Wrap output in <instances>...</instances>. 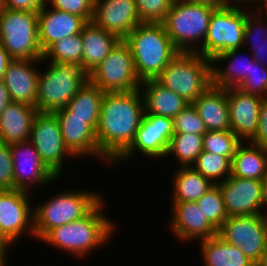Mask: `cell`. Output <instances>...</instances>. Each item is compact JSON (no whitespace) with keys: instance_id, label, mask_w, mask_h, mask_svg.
<instances>
[{"instance_id":"cell-20","label":"cell","mask_w":267,"mask_h":266,"mask_svg":"<svg viewBox=\"0 0 267 266\" xmlns=\"http://www.w3.org/2000/svg\"><path fill=\"white\" fill-rule=\"evenodd\" d=\"M263 97L227 88L230 129L242 140L249 142L257 133Z\"/></svg>"},{"instance_id":"cell-37","label":"cell","mask_w":267,"mask_h":266,"mask_svg":"<svg viewBox=\"0 0 267 266\" xmlns=\"http://www.w3.org/2000/svg\"><path fill=\"white\" fill-rule=\"evenodd\" d=\"M255 9L254 7L252 12L247 11L243 47L249 44L251 45L249 48L267 47V16L260 9Z\"/></svg>"},{"instance_id":"cell-5","label":"cell","mask_w":267,"mask_h":266,"mask_svg":"<svg viewBox=\"0 0 267 266\" xmlns=\"http://www.w3.org/2000/svg\"><path fill=\"white\" fill-rule=\"evenodd\" d=\"M65 190L33 206V227L38 241L51 229L86 216L103 198L96 191Z\"/></svg>"},{"instance_id":"cell-30","label":"cell","mask_w":267,"mask_h":266,"mask_svg":"<svg viewBox=\"0 0 267 266\" xmlns=\"http://www.w3.org/2000/svg\"><path fill=\"white\" fill-rule=\"evenodd\" d=\"M174 172L171 202H196L214 186L191 166H179Z\"/></svg>"},{"instance_id":"cell-52","label":"cell","mask_w":267,"mask_h":266,"mask_svg":"<svg viewBox=\"0 0 267 266\" xmlns=\"http://www.w3.org/2000/svg\"><path fill=\"white\" fill-rule=\"evenodd\" d=\"M256 266H267V241L265 244V249L263 251V255L260 261L256 264Z\"/></svg>"},{"instance_id":"cell-35","label":"cell","mask_w":267,"mask_h":266,"mask_svg":"<svg viewBox=\"0 0 267 266\" xmlns=\"http://www.w3.org/2000/svg\"><path fill=\"white\" fill-rule=\"evenodd\" d=\"M203 215L219 230L229 217L225 209L223 195L218 185H214L196 201Z\"/></svg>"},{"instance_id":"cell-13","label":"cell","mask_w":267,"mask_h":266,"mask_svg":"<svg viewBox=\"0 0 267 266\" xmlns=\"http://www.w3.org/2000/svg\"><path fill=\"white\" fill-rule=\"evenodd\" d=\"M174 134L173 119L154 114H144L135 139L130 147L115 161L130 162L138 153L150 158H165L170 139Z\"/></svg>"},{"instance_id":"cell-34","label":"cell","mask_w":267,"mask_h":266,"mask_svg":"<svg viewBox=\"0 0 267 266\" xmlns=\"http://www.w3.org/2000/svg\"><path fill=\"white\" fill-rule=\"evenodd\" d=\"M232 159L208 151H202L191 166L214 185L231 176Z\"/></svg>"},{"instance_id":"cell-27","label":"cell","mask_w":267,"mask_h":266,"mask_svg":"<svg viewBox=\"0 0 267 266\" xmlns=\"http://www.w3.org/2000/svg\"><path fill=\"white\" fill-rule=\"evenodd\" d=\"M83 42V70L89 75L109 55L120 40L93 21H88L81 32Z\"/></svg>"},{"instance_id":"cell-7","label":"cell","mask_w":267,"mask_h":266,"mask_svg":"<svg viewBox=\"0 0 267 266\" xmlns=\"http://www.w3.org/2000/svg\"><path fill=\"white\" fill-rule=\"evenodd\" d=\"M47 63L46 70L39 71L37 110L53 113L65 108L89 81V75L80 65L49 61Z\"/></svg>"},{"instance_id":"cell-25","label":"cell","mask_w":267,"mask_h":266,"mask_svg":"<svg viewBox=\"0 0 267 266\" xmlns=\"http://www.w3.org/2000/svg\"><path fill=\"white\" fill-rule=\"evenodd\" d=\"M37 113L34 106L11 102L0 116V141L9 145L29 141Z\"/></svg>"},{"instance_id":"cell-53","label":"cell","mask_w":267,"mask_h":266,"mask_svg":"<svg viewBox=\"0 0 267 266\" xmlns=\"http://www.w3.org/2000/svg\"><path fill=\"white\" fill-rule=\"evenodd\" d=\"M258 9H260L264 15L267 16V0H265L259 7ZM265 12V13H264Z\"/></svg>"},{"instance_id":"cell-42","label":"cell","mask_w":267,"mask_h":266,"mask_svg":"<svg viewBox=\"0 0 267 266\" xmlns=\"http://www.w3.org/2000/svg\"><path fill=\"white\" fill-rule=\"evenodd\" d=\"M14 189L13 160L10 145L0 141V190Z\"/></svg>"},{"instance_id":"cell-36","label":"cell","mask_w":267,"mask_h":266,"mask_svg":"<svg viewBox=\"0 0 267 266\" xmlns=\"http://www.w3.org/2000/svg\"><path fill=\"white\" fill-rule=\"evenodd\" d=\"M243 141L232 131H207L203 135V151L221 156L234 157L237 147Z\"/></svg>"},{"instance_id":"cell-51","label":"cell","mask_w":267,"mask_h":266,"mask_svg":"<svg viewBox=\"0 0 267 266\" xmlns=\"http://www.w3.org/2000/svg\"><path fill=\"white\" fill-rule=\"evenodd\" d=\"M184 1L194 2L199 4H207L217 8L225 5L224 0H184Z\"/></svg>"},{"instance_id":"cell-9","label":"cell","mask_w":267,"mask_h":266,"mask_svg":"<svg viewBox=\"0 0 267 266\" xmlns=\"http://www.w3.org/2000/svg\"><path fill=\"white\" fill-rule=\"evenodd\" d=\"M247 7L223 5L216 8L209 21L203 42V56L212 60L216 55L243 47Z\"/></svg>"},{"instance_id":"cell-17","label":"cell","mask_w":267,"mask_h":266,"mask_svg":"<svg viewBox=\"0 0 267 266\" xmlns=\"http://www.w3.org/2000/svg\"><path fill=\"white\" fill-rule=\"evenodd\" d=\"M92 21L122 40L142 23L134 0H94Z\"/></svg>"},{"instance_id":"cell-14","label":"cell","mask_w":267,"mask_h":266,"mask_svg":"<svg viewBox=\"0 0 267 266\" xmlns=\"http://www.w3.org/2000/svg\"><path fill=\"white\" fill-rule=\"evenodd\" d=\"M31 195L18 189L0 190V232L13 246L24 233L35 238Z\"/></svg>"},{"instance_id":"cell-6","label":"cell","mask_w":267,"mask_h":266,"mask_svg":"<svg viewBox=\"0 0 267 266\" xmlns=\"http://www.w3.org/2000/svg\"><path fill=\"white\" fill-rule=\"evenodd\" d=\"M155 80L193 103L212 85L211 60L199 53L180 52Z\"/></svg>"},{"instance_id":"cell-55","label":"cell","mask_w":267,"mask_h":266,"mask_svg":"<svg viewBox=\"0 0 267 266\" xmlns=\"http://www.w3.org/2000/svg\"><path fill=\"white\" fill-rule=\"evenodd\" d=\"M265 0H258V7L260 6V4H262Z\"/></svg>"},{"instance_id":"cell-33","label":"cell","mask_w":267,"mask_h":266,"mask_svg":"<svg viewBox=\"0 0 267 266\" xmlns=\"http://www.w3.org/2000/svg\"><path fill=\"white\" fill-rule=\"evenodd\" d=\"M203 151V135L199 134H173L170 139L166 157L174 156L178 166H192L199 154Z\"/></svg>"},{"instance_id":"cell-18","label":"cell","mask_w":267,"mask_h":266,"mask_svg":"<svg viewBox=\"0 0 267 266\" xmlns=\"http://www.w3.org/2000/svg\"><path fill=\"white\" fill-rule=\"evenodd\" d=\"M61 128L62 137L69 151L77 159L81 156L96 157L110 162L99 152L96 131L88 124V118L70 117L66 108L53 112Z\"/></svg>"},{"instance_id":"cell-45","label":"cell","mask_w":267,"mask_h":266,"mask_svg":"<svg viewBox=\"0 0 267 266\" xmlns=\"http://www.w3.org/2000/svg\"><path fill=\"white\" fill-rule=\"evenodd\" d=\"M13 59L10 57L9 53L5 50L3 45L0 43V81L3 80L6 68L11 63Z\"/></svg>"},{"instance_id":"cell-32","label":"cell","mask_w":267,"mask_h":266,"mask_svg":"<svg viewBox=\"0 0 267 266\" xmlns=\"http://www.w3.org/2000/svg\"><path fill=\"white\" fill-rule=\"evenodd\" d=\"M60 62L83 68V42L81 33L64 37L52 43L44 52L42 62Z\"/></svg>"},{"instance_id":"cell-15","label":"cell","mask_w":267,"mask_h":266,"mask_svg":"<svg viewBox=\"0 0 267 266\" xmlns=\"http://www.w3.org/2000/svg\"><path fill=\"white\" fill-rule=\"evenodd\" d=\"M10 152L13 160L14 189L30 192L31 187L45 188L59 179L41 160L30 141L10 144Z\"/></svg>"},{"instance_id":"cell-31","label":"cell","mask_w":267,"mask_h":266,"mask_svg":"<svg viewBox=\"0 0 267 266\" xmlns=\"http://www.w3.org/2000/svg\"><path fill=\"white\" fill-rule=\"evenodd\" d=\"M103 98L104 92L87 81L65 108L70 117L88 118V124L96 131Z\"/></svg>"},{"instance_id":"cell-8","label":"cell","mask_w":267,"mask_h":266,"mask_svg":"<svg viewBox=\"0 0 267 266\" xmlns=\"http://www.w3.org/2000/svg\"><path fill=\"white\" fill-rule=\"evenodd\" d=\"M0 43L13 60H42L38 12L5 8L0 15Z\"/></svg>"},{"instance_id":"cell-11","label":"cell","mask_w":267,"mask_h":266,"mask_svg":"<svg viewBox=\"0 0 267 266\" xmlns=\"http://www.w3.org/2000/svg\"><path fill=\"white\" fill-rule=\"evenodd\" d=\"M29 141L38 151L41 160L58 178L63 173L66 158H76L64 143L59 121L54 113L36 114Z\"/></svg>"},{"instance_id":"cell-3","label":"cell","mask_w":267,"mask_h":266,"mask_svg":"<svg viewBox=\"0 0 267 266\" xmlns=\"http://www.w3.org/2000/svg\"><path fill=\"white\" fill-rule=\"evenodd\" d=\"M124 40L131 49L135 70L141 81L156 79L180 53L163 23L142 22Z\"/></svg>"},{"instance_id":"cell-38","label":"cell","mask_w":267,"mask_h":266,"mask_svg":"<svg viewBox=\"0 0 267 266\" xmlns=\"http://www.w3.org/2000/svg\"><path fill=\"white\" fill-rule=\"evenodd\" d=\"M174 134H199L204 135L207 130L204 122L199 117L195 107L190 103L177 116L173 118Z\"/></svg>"},{"instance_id":"cell-46","label":"cell","mask_w":267,"mask_h":266,"mask_svg":"<svg viewBox=\"0 0 267 266\" xmlns=\"http://www.w3.org/2000/svg\"><path fill=\"white\" fill-rule=\"evenodd\" d=\"M13 246L0 232V266H7V260L8 258L6 257L8 254V248Z\"/></svg>"},{"instance_id":"cell-50","label":"cell","mask_w":267,"mask_h":266,"mask_svg":"<svg viewBox=\"0 0 267 266\" xmlns=\"http://www.w3.org/2000/svg\"><path fill=\"white\" fill-rule=\"evenodd\" d=\"M225 5H234V6H244L247 7L246 3L248 4H256L255 7L258 8V0H224ZM244 4V5H243Z\"/></svg>"},{"instance_id":"cell-54","label":"cell","mask_w":267,"mask_h":266,"mask_svg":"<svg viewBox=\"0 0 267 266\" xmlns=\"http://www.w3.org/2000/svg\"><path fill=\"white\" fill-rule=\"evenodd\" d=\"M4 9H5V1L4 0H0V15L4 11Z\"/></svg>"},{"instance_id":"cell-12","label":"cell","mask_w":267,"mask_h":266,"mask_svg":"<svg viewBox=\"0 0 267 266\" xmlns=\"http://www.w3.org/2000/svg\"><path fill=\"white\" fill-rule=\"evenodd\" d=\"M218 236L238 247L256 265L267 241V220L260 214L230 216L218 230Z\"/></svg>"},{"instance_id":"cell-39","label":"cell","mask_w":267,"mask_h":266,"mask_svg":"<svg viewBox=\"0 0 267 266\" xmlns=\"http://www.w3.org/2000/svg\"><path fill=\"white\" fill-rule=\"evenodd\" d=\"M141 22L162 23L173 0H134Z\"/></svg>"},{"instance_id":"cell-22","label":"cell","mask_w":267,"mask_h":266,"mask_svg":"<svg viewBox=\"0 0 267 266\" xmlns=\"http://www.w3.org/2000/svg\"><path fill=\"white\" fill-rule=\"evenodd\" d=\"M87 21L76 14L43 5L38 11L39 43L44 52L52 43L79 34Z\"/></svg>"},{"instance_id":"cell-40","label":"cell","mask_w":267,"mask_h":266,"mask_svg":"<svg viewBox=\"0 0 267 266\" xmlns=\"http://www.w3.org/2000/svg\"><path fill=\"white\" fill-rule=\"evenodd\" d=\"M238 88L245 93L267 98V67L253 59L249 76Z\"/></svg>"},{"instance_id":"cell-47","label":"cell","mask_w":267,"mask_h":266,"mask_svg":"<svg viewBox=\"0 0 267 266\" xmlns=\"http://www.w3.org/2000/svg\"><path fill=\"white\" fill-rule=\"evenodd\" d=\"M11 102L12 101L9 96V92L5 84L3 83V81H0V116Z\"/></svg>"},{"instance_id":"cell-4","label":"cell","mask_w":267,"mask_h":266,"mask_svg":"<svg viewBox=\"0 0 267 266\" xmlns=\"http://www.w3.org/2000/svg\"><path fill=\"white\" fill-rule=\"evenodd\" d=\"M216 8L207 4L173 0L162 23L179 52L199 53L203 56V42L210 17Z\"/></svg>"},{"instance_id":"cell-49","label":"cell","mask_w":267,"mask_h":266,"mask_svg":"<svg viewBox=\"0 0 267 266\" xmlns=\"http://www.w3.org/2000/svg\"><path fill=\"white\" fill-rule=\"evenodd\" d=\"M260 215L264 219L267 220V178L263 182V192H262V202H261Z\"/></svg>"},{"instance_id":"cell-29","label":"cell","mask_w":267,"mask_h":266,"mask_svg":"<svg viewBox=\"0 0 267 266\" xmlns=\"http://www.w3.org/2000/svg\"><path fill=\"white\" fill-rule=\"evenodd\" d=\"M198 242L204 266H256L238 247L218 235Z\"/></svg>"},{"instance_id":"cell-1","label":"cell","mask_w":267,"mask_h":266,"mask_svg":"<svg viewBox=\"0 0 267 266\" xmlns=\"http://www.w3.org/2000/svg\"><path fill=\"white\" fill-rule=\"evenodd\" d=\"M144 114L140 89L104 92L96 137L99 152L113 165L133 143Z\"/></svg>"},{"instance_id":"cell-26","label":"cell","mask_w":267,"mask_h":266,"mask_svg":"<svg viewBox=\"0 0 267 266\" xmlns=\"http://www.w3.org/2000/svg\"><path fill=\"white\" fill-rule=\"evenodd\" d=\"M145 114H154L168 118L177 116L190 103L175 92L163 87L155 79L141 82Z\"/></svg>"},{"instance_id":"cell-19","label":"cell","mask_w":267,"mask_h":266,"mask_svg":"<svg viewBox=\"0 0 267 266\" xmlns=\"http://www.w3.org/2000/svg\"><path fill=\"white\" fill-rule=\"evenodd\" d=\"M170 229L182 242L204 240L218 235V230L207 220L196 202H172Z\"/></svg>"},{"instance_id":"cell-43","label":"cell","mask_w":267,"mask_h":266,"mask_svg":"<svg viewBox=\"0 0 267 266\" xmlns=\"http://www.w3.org/2000/svg\"><path fill=\"white\" fill-rule=\"evenodd\" d=\"M249 142L255 145L267 147V98H263L262 100L257 133Z\"/></svg>"},{"instance_id":"cell-23","label":"cell","mask_w":267,"mask_h":266,"mask_svg":"<svg viewBox=\"0 0 267 266\" xmlns=\"http://www.w3.org/2000/svg\"><path fill=\"white\" fill-rule=\"evenodd\" d=\"M207 131L230 129L227 89L211 85L193 103Z\"/></svg>"},{"instance_id":"cell-44","label":"cell","mask_w":267,"mask_h":266,"mask_svg":"<svg viewBox=\"0 0 267 266\" xmlns=\"http://www.w3.org/2000/svg\"><path fill=\"white\" fill-rule=\"evenodd\" d=\"M5 8L38 12L45 4V0H4Z\"/></svg>"},{"instance_id":"cell-10","label":"cell","mask_w":267,"mask_h":266,"mask_svg":"<svg viewBox=\"0 0 267 266\" xmlns=\"http://www.w3.org/2000/svg\"><path fill=\"white\" fill-rule=\"evenodd\" d=\"M89 81L103 92H132L140 89L131 49L120 39L109 55L89 74Z\"/></svg>"},{"instance_id":"cell-28","label":"cell","mask_w":267,"mask_h":266,"mask_svg":"<svg viewBox=\"0 0 267 266\" xmlns=\"http://www.w3.org/2000/svg\"><path fill=\"white\" fill-rule=\"evenodd\" d=\"M248 143L243 141L237 147L232 158L231 175L264 181L267 178V147Z\"/></svg>"},{"instance_id":"cell-21","label":"cell","mask_w":267,"mask_h":266,"mask_svg":"<svg viewBox=\"0 0 267 266\" xmlns=\"http://www.w3.org/2000/svg\"><path fill=\"white\" fill-rule=\"evenodd\" d=\"M42 60L18 59L12 60L3 76L12 102L37 108V87L39 67ZM38 66V67H37Z\"/></svg>"},{"instance_id":"cell-48","label":"cell","mask_w":267,"mask_h":266,"mask_svg":"<svg viewBox=\"0 0 267 266\" xmlns=\"http://www.w3.org/2000/svg\"><path fill=\"white\" fill-rule=\"evenodd\" d=\"M251 55L256 62L261 63L263 66L267 67V47L263 48H250ZM266 58V59H265Z\"/></svg>"},{"instance_id":"cell-24","label":"cell","mask_w":267,"mask_h":266,"mask_svg":"<svg viewBox=\"0 0 267 266\" xmlns=\"http://www.w3.org/2000/svg\"><path fill=\"white\" fill-rule=\"evenodd\" d=\"M241 52V48L228 50L219 55H216L211 60V74L213 86L225 89L238 88L244 82L245 78L249 76L253 56L248 55L249 59H247L244 54H240ZM242 56H245V59L242 58ZM227 61V67L226 64L224 67H220V63L224 64V62L226 63Z\"/></svg>"},{"instance_id":"cell-2","label":"cell","mask_w":267,"mask_h":266,"mask_svg":"<svg viewBox=\"0 0 267 266\" xmlns=\"http://www.w3.org/2000/svg\"><path fill=\"white\" fill-rule=\"evenodd\" d=\"M105 199H102L86 216L63 226L49 230L41 239L45 244L68 252L76 258H85L98 248L107 245L114 232L115 223L104 212Z\"/></svg>"},{"instance_id":"cell-41","label":"cell","mask_w":267,"mask_h":266,"mask_svg":"<svg viewBox=\"0 0 267 266\" xmlns=\"http://www.w3.org/2000/svg\"><path fill=\"white\" fill-rule=\"evenodd\" d=\"M45 5H50L59 11L76 14L87 22L93 19L94 0H45Z\"/></svg>"},{"instance_id":"cell-16","label":"cell","mask_w":267,"mask_h":266,"mask_svg":"<svg viewBox=\"0 0 267 266\" xmlns=\"http://www.w3.org/2000/svg\"><path fill=\"white\" fill-rule=\"evenodd\" d=\"M263 182L231 175L217 184L228 216L260 214Z\"/></svg>"}]
</instances>
